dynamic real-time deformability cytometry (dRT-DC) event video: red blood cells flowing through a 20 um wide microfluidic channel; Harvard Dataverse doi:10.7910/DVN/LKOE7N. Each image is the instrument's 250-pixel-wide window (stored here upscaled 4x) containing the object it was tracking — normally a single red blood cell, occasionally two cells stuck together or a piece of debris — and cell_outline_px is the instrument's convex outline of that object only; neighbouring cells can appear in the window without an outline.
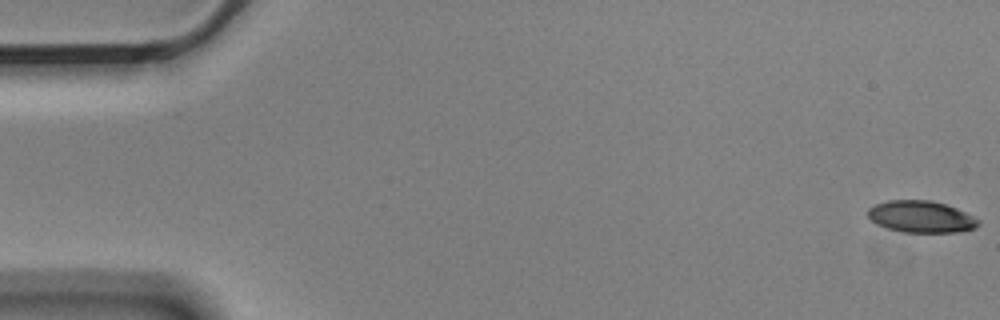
{"species": "Egyptian fruit bat (a non-hibernating species)", "species_latin": "Rousettus aegyptiacus", "temperature_condition": "cold", "stored_images_in_passage": 4, "camera_frame_rate_fps": 3000, "um_per_image_px": 0.085, "animal": {"sex": "male"}, "frame": {"image": 1, "passage_image": 1, "time_ms": 0.0, "image_size_px": [1000, 320], "cell_outline_px": [[980, 224], [976, 228], [960, 232], [904, 232], [888, 228], [876, 224], [868, 216], [868, 208], [876, 204], [888, 200], [928, 200], [944, 204], [956, 208], [980, 220]], "centroid_in_image_um": [78.3, 18.42], "position_along_channel_um": 6.7, "area_um2": 20.35}}